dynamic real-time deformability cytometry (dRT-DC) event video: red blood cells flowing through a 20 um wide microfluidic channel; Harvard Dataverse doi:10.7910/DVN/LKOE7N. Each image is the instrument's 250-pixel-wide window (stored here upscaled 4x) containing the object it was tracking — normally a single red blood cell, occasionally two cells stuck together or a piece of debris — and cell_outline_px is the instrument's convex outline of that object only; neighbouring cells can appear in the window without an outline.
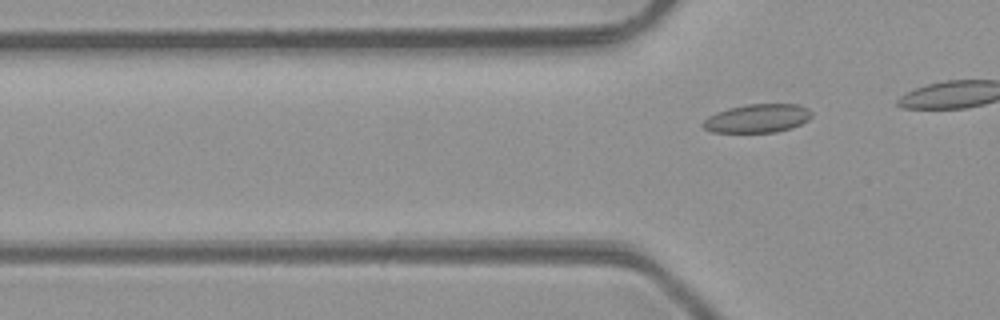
{"species": "common noctule bat (a hibernating species)", "species_latin": "Nyctalus noctula", "temperature_condition": "room temperature", "stored_images_in_passage": 6, "camera_frame_rate_fps": 3000, "um_per_image_px": 0.085, "animal": {"sex": "male", "body_mass_g": 23.1, "forearm_length_mm": 52.7}, "frame": {"image": 1, "passage_image": 6, "time_ms": 6.667, "image_size_px": [1000, 320], "cell_outline_px": [[812, 116], [808, 120], [792, 128], [776, 132], [712, 132], [704, 128], [700, 124], [708, 116], [716, 112], [728, 108], [748, 104], [800, 104], [808, 108], [812, 112]], "centroid_in_image_um": [64.39, 10.05], "position_along_channel_um": 61.4, "area_um2": 18.21}}